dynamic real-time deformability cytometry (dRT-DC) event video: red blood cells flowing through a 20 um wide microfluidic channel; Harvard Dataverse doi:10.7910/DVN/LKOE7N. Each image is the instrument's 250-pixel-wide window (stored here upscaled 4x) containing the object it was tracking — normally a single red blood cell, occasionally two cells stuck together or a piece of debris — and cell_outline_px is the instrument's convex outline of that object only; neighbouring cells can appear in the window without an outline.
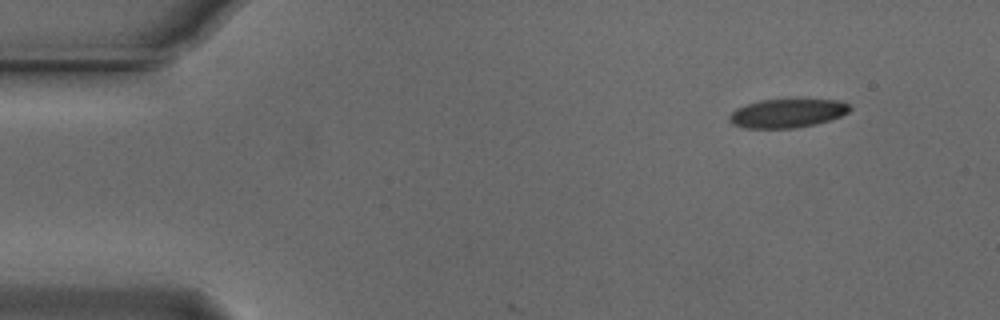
{"species": "Egyptian fruit bat (a non-hibernating species)", "species_latin": "Rousettus aegyptiacus", "temperature_condition": "cold", "stored_images_in_passage": 5, "camera_frame_rate_fps": 3000, "um_per_image_px": 0.085, "animal": {"sex": "male"}, "frame": {"image": 1, "passage_image": 1, "time_ms": 0.0, "image_size_px": [1000, 320], "cell_outline_px": [[852, 108], [848, 112], [840, 116], [816, 124], [796, 128], [748, 128], [732, 124], [728, 120], [728, 116], [736, 108], [760, 100], [840, 100], [848, 104]], "centroid_in_image_um": [66.9, 9.63], "position_along_channel_um": 18.1, "area_um2": 20.0}}